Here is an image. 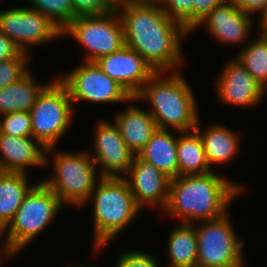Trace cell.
Wrapping results in <instances>:
<instances>
[{"instance_id":"cell-20","label":"cell","mask_w":267,"mask_h":267,"mask_svg":"<svg viewBox=\"0 0 267 267\" xmlns=\"http://www.w3.org/2000/svg\"><path fill=\"white\" fill-rule=\"evenodd\" d=\"M167 129H157L138 156L164 172L168 177H178V135Z\"/></svg>"},{"instance_id":"cell-13","label":"cell","mask_w":267,"mask_h":267,"mask_svg":"<svg viewBox=\"0 0 267 267\" xmlns=\"http://www.w3.org/2000/svg\"><path fill=\"white\" fill-rule=\"evenodd\" d=\"M218 102L235 107L257 106L266 95L264 88L251 76L236 57L222 68L214 79Z\"/></svg>"},{"instance_id":"cell-18","label":"cell","mask_w":267,"mask_h":267,"mask_svg":"<svg viewBox=\"0 0 267 267\" xmlns=\"http://www.w3.org/2000/svg\"><path fill=\"white\" fill-rule=\"evenodd\" d=\"M133 102L138 100L132 97L125 110L118 112L113 120L128 148L138 155L158 127L149 111L136 106Z\"/></svg>"},{"instance_id":"cell-37","label":"cell","mask_w":267,"mask_h":267,"mask_svg":"<svg viewBox=\"0 0 267 267\" xmlns=\"http://www.w3.org/2000/svg\"><path fill=\"white\" fill-rule=\"evenodd\" d=\"M141 2H159L160 0H136Z\"/></svg>"},{"instance_id":"cell-27","label":"cell","mask_w":267,"mask_h":267,"mask_svg":"<svg viewBox=\"0 0 267 267\" xmlns=\"http://www.w3.org/2000/svg\"><path fill=\"white\" fill-rule=\"evenodd\" d=\"M0 133L13 137H32L30 112L15 111L0 115Z\"/></svg>"},{"instance_id":"cell-34","label":"cell","mask_w":267,"mask_h":267,"mask_svg":"<svg viewBox=\"0 0 267 267\" xmlns=\"http://www.w3.org/2000/svg\"><path fill=\"white\" fill-rule=\"evenodd\" d=\"M21 52L11 39L0 31V61L16 58Z\"/></svg>"},{"instance_id":"cell-4","label":"cell","mask_w":267,"mask_h":267,"mask_svg":"<svg viewBox=\"0 0 267 267\" xmlns=\"http://www.w3.org/2000/svg\"><path fill=\"white\" fill-rule=\"evenodd\" d=\"M90 200L94 210L93 245L99 253L138 217L142 209L123 177H100L88 202Z\"/></svg>"},{"instance_id":"cell-6","label":"cell","mask_w":267,"mask_h":267,"mask_svg":"<svg viewBox=\"0 0 267 267\" xmlns=\"http://www.w3.org/2000/svg\"><path fill=\"white\" fill-rule=\"evenodd\" d=\"M63 204L41 180L26 194L15 216L4 228L8 248L17 256L20 251L49 227Z\"/></svg>"},{"instance_id":"cell-32","label":"cell","mask_w":267,"mask_h":267,"mask_svg":"<svg viewBox=\"0 0 267 267\" xmlns=\"http://www.w3.org/2000/svg\"><path fill=\"white\" fill-rule=\"evenodd\" d=\"M223 0H193V28Z\"/></svg>"},{"instance_id":"cell-23","label":"cell","mask_w":267,"mask_h":267,"mask_svg":"<svg viewBox=\"0 0 267 267\" xmlns=\"http://www.w3.org/2000/svg\"><path fill=\"white\" fill-rule=\"evenodd\" d=\"M178 176L205 174L213 171L204 151L201 137L196 130L178 132Z\"/></svg>"},{"instance_id":"cell-28","label":"cell","mask_w":267,"mask_h":267,"mask_svg":"<svg viewBox=\"0 0 267 267\" xmlns=\"http://www.w3.org/2000/svg\"><path fill=\"white\" fill-rule=\"evenodd\" d=\"M32 55L21 52L16 58L0 61V89L11 83H15L26 76L28 70V62Z\"/></svg>"},{"instance_id":"cell-36","label":"cell","mask_w":267,"mask_h":267,"mask_svg":"<svg viewBox=\"0 0 267 267\" xmlns=\"http://www.w3.org/2000/svg\"><path fill=\"white\" fill-rule=\"evenodd\" d=\"M258 17L260 19V24L258 23L259 25L258 30L261 32H266L267 31V4H266L264 11Z\"/></svg>"},{"instance_id":"cell-31","label":"cell","mask_w":267,"mask_h":267,"mask_svg":"<svg viewBox=\"0 0 267 267\" xmlns=\"http://www.w3.org/2000/svg\"><path fill=\"white\" fill-rule=\"evenodd\" d=\"M154 254L137 250H124L115 267H159Z\"/></svg>"},{"instance_id":"cell-19","label":"cell","mask_w":267,"mask_h":267,"mask_svg":"<svg viewBox=\"0 0 267 267\" xmlns=\"http://www.w3.org/2000/svg\"><path fill=\"white\" fill-rule=\"evenodd\" d=\"M199 124L198 120L195 130L202 139L210 168L214 167V170L218 165L230 163L240 148L239 134L225 125L216 123L202 131Z\"/></svg>"},{"instance_id":"cell-15","label":"cell","mask_w":267,"mask_h":267,"mask_svg":"<svg viewBox=\"0 0 267 267\" xmlns=\"http://www.w3.org/2000/svg\"><path fill=\"white\" fill-rule=\"evenodd\" d=\"M122 177L141 209L159 205L163 210L166 207L171 178L164 172L135 155L132 165Z\"/></svg>"},{"instance_id":"cell-24","label":"cell","mask_w":267,"mask_h":267,"mask_svg":"<svg viewBox=\"0 0 267 267\" xmlns=\"http://www.w3.org/2000/svg\"><path fill=\"white\" fill-rule=\"evenodd\" d=\"M178 224L171 229L165 249L170 261L168 266L196 267L198 248L195 224Z\"/></svg>"},{"instance_id":"cell-21","label":"cell","mask_w":267,"mask_h":267,"mask_svg":"<svg viewBox=\"0 0 267 267\" xmlns=\"http://www.w3.org/2000/svg\"><path fill=\"white\" fill-rule=\"evenodd\" d=\"M31 73L0 89V115L15 111L30 112L39 94L51 82L38 84Z\"/></svg>"},{"instance_id":"cell-17","label":"cell","mask_w":267,"mask_h":267,"mask_svg":"<svg viewBox=\"0 0 267 267\" xmlns=\"http://www.w3.org/2000/svg\"><path fill=\"white\" fill-rule=\"evenodd\" d=\"M46 148L33 137L0 133V171L28 174L29 167H45Z\"/></svg>"},{"instance_id":"cell-25","label":"cell","mask_w":267,"mask_h":267,"mask_svg":"<svg viewBox=\"0 0 267 267\" xmlns=\"http://www.w3.org/2000/svg\"><path fill=\"white\" fill-rule=\"evenodd\" d=\"M244 46L238 51L236 58L265 89L267 87V33L258 31L256 39Z\"/></svg>"},{"instance_id":"cell-2","label":"cell","mask_w":267,"mask_h":267,"mask_svg":"<svg viewBox=\"0 0 267 267\" xmlns=\"http://www.w3.org/2000/svg\"><path fill=\"white\" fill-rule=\"evenodd\" d=\"M243 190V185L231 182L215 170L174 177L170 180L164 212L184 224L217 219L228 212L232 200L242 196Z\"/></svg>"},{"instance_id":"cell-7","label":"cell","mask_w":267,"mask_h":267,"mask_svg":"<svg viewBox=\"0 0 267 267\" xmlns=\"http://www.w3.org/2000/svg\"><path fill=\"white\" fill-rule=\"evenodd\" d=\"M74 111L67 87L56 77L30 110L32 137L46 149L56 147L70 127Z\"/></svg>"},{"instance_id":"cell-29","label":"cell","mask_w":267,"mask_h":267,"mask_svg":"<svg viewBox=\"0 0 267 267\" xmlns=\"http://www.w3.org/2000/svg\"><path fill=\"white\" fill-rule=\"evenodd\" d=\"M158 3L171 19L189 32L193 29V0H160Z\"/></svg>"},{"instance_id":"cell-16","label":"cell","mask_w":267,"mask_h":267,"mask_svg":"<svg viewBox=\"0 0 267 267\" xmlns=\"http://www.w3.org/2000/svg\"><path fill=\"white\" fill-rule=\"evenodd\" d=\"M253 18L238 9L233 0H223L203 17L190 31L193 33L202 25L216 41L226 44L247 43L252 32ZM247 39V40H246Z\"/></svg>"},{"instance_id":"cell-1","label":"cell","mask_w":267,"mask_h":267,"mask_svg":"<svg viewBox=\"0 0 267 267\" xmlns=\"http://www.w3.org/2000/svg\"><path fill=\"white\" fill-rule=\"evenodd\" d=\"M116 10L127 47L137 51L155 72L181 71L186 64L181 43L190 33L183 25L171 19L158 2L118 0Z\"/></svg>"},{"instance_id":"cell-14","label":"cell","mask_w":267,"mask_h":267,"mask_svg":"<svg viewBox=\"0 0 267 267\" xmlns=\"http://www.w3.org/2000/svg\"><path fill=\"white\" fill-rule=\"evenodd\" d=\"M95 62L104 73L121 85L133 98L156 73L137 51L126 45Z\"/></svg>"},{"instance_id":"cell-11","label":"cell","mask_w":267,"mask_h":267,"mask_svg":"<svg viewBox=\"0 0 267 267\" xmlns=\"http://www.w3.org/2000/svg\"><path fill=\"white\" fill-rule=\"evenodd\" d=\"M0 31L28 54L31 47L62 37V31L47 16L25 6L0 10Z\"/></svg>"},{"instance_id":"cell-30","label":"cell","mask_w":267,"mask_h":267,"mask_svg":"<svg viewBox=\"0 0 267 267\" xmlns=\"http://www.w3.org/2000/svg\"><path fill=\"white\" fill-rule=\"evenodd\" d=\"M76 16L102 15L113 12L117 0H71Z\"/></svg>"},{"instance_id":"cell-9","label":"cell","mask_w":267,"mask_h":267,"mask_svg":"<svg viewBox=\"0 0 267 267\" xmlns=\"http://www.w3.org/2000/svg\"><path fill=\"white\" fill-rule=\"evenodd\" d=\"M68 35L87 49L83 61L95 62L125 45L117 10L102 15L76 16L62 31V36Z\"/></svg>"},{"instance_id":"cell-26","label":"cell","mask_w":267,"mask_h":267,"mask_svg":"<svg viewBox=\"0 0 267 267\" xmlns=\"http://www.w3.org/2000/svg\"><path fill=\"white\" fill-rule=\"evenodd\" d=\"M29 8L47 16L61 31L76 17L71 0H28Z\"/></svg>"},{"instance_id":"cell-12","label":"cell","mask_w":267,"mask_h":267,"mask_svg":"<svg viewBox=\"0 0 267 267\" xmlns=\"http://www.w3.org/2000/svg\"><path fill=\"white\" fill-rule=\"evenodd\" d=\"M97 123L93 132L94 154L92 151L89 154L95 165L100 166V177H122L132 165L135 154L126 145L114 121L102 119Z\"/></svg>"},{"instance_id":"cell-10","label":"cell","mask_w":267,"mask_h":267,"mask_svg":"<svg viewBox=\"0 0 267 267\" xmlns=\"http://www.w3.org/2000/svg\"><path fill=\"white\" fill-rule=\"evenodd\" d=\"M67 87L75 110V102H129L132 96L115 80L104 73L96 62L84 61L67 74L58 76ZM75 104V105H74Z\"/></svg>"},{"instance_id":"cell-5","label":"cell","mask_w":267,"mask_h":267,"mask_svg":"<svg viewBox=\"0 0 267 267\" xmlns=\"http://www.w3.org/2000/svg\"><path fill=\"white\" fill-rule=\"evenodd\" d=\"M55 148L46 149L45 166L49 164L51 159L48 156L52 152V156H54L52 171L54 172L42 181L54 192L63 205L86 206L91 192L100 179L99 171L96 169L98 167L89 151L83 150L77 151V153L65 151L63 153L56 151Z\"/></svg>"},{"instance_id":"cell-22","label":"cell","mask_w":267,"mask_h":267,"mask_svg":"<svg viewBox=\"0 0 267 267\" xmlns=\"http://www.w3.org/2000/svg\"><path fill=\"white\" fill-rule=\"evenodd\" d=\"M27 173L0 171V225L5 228L19 209L24 197L35 184Z\"/></svg>"},{"instance_id":"cell-33","label":"cell","mask_w":267,"mask_h":267,"mask_svg":"<svg viewBox=\"0 0 267 267\" xmlns=\"http://www.w3.org/2000/svg\"><path fill=\"white\" fill-rule=\"evenodd\" d=\"M235 6L240 9L243 13L254 16L256 13L260 16L264 11L267 0H233Z\"/></svg>"},{"instance_id":"cell-3","label":"cell","mask_w":267,"mask_h":267,"mask_svg":"<svg viewBox=\"0 0 267 267\" xmlns=\"http://www.w3.org/2000/svg\"><path fill=\"white\" fill-rule=\"evenodd\" d=\"M182 74L181 71L156 72L135 97L149 102L148 111L159 129L188 132L195 130L198 123L196 99Z\"/></svg>"},{"instance_id":"cell-35","label":"cell","mask_w":267,"mask_h":267,"mask_svg":"<svg viewBox=\"0 0 267 267\" xmlns=\"http://www.w3.org/2000/svg\"><path fill=\"white\" fill-rule=\"evenodd\" d=\"M0 245H1V247H0L1 248L0 249V261H2L3 258H4V260L7 259L8 261H10L11 259L13 260L15 258V256L13 255V253L10 251V249L7 246L5 236H4V228L1 225H0ZM0 266H1V263H0Z\"/></svg>"},{"instance_id":"cell-38","label":"cell","mask_w":267,"mask_h":267,"mask_svg":"<svg viewBox=\"0 0 267 267\" xmlns=\"http://www.w3.org/2000/svg\"><path fill=\"white\" fill-rule=\"evenodd\" d=\"M71 267H72V266H71ZM73 267H94V266H90V265H89V266H87V265H86V266H83V265L81 266V264H80V265L78 264L77 266L75 265V266H73Z\"/></svg>"},{"instance_id":"cell-8","label":"cell","mask_w":267,"mask_h":267,"mask_svg":"<svg viewBox=\"0 0 267 267\" xmlns=\"http://www.w3.org/2000/svg\"><path fill=\"white\" fill-rule=\"evenodd\" d=\"M230 212L213 220L195 224L197 236L196 267H245L244 240L235 233Z\"/></svg>"}]
</instances>
